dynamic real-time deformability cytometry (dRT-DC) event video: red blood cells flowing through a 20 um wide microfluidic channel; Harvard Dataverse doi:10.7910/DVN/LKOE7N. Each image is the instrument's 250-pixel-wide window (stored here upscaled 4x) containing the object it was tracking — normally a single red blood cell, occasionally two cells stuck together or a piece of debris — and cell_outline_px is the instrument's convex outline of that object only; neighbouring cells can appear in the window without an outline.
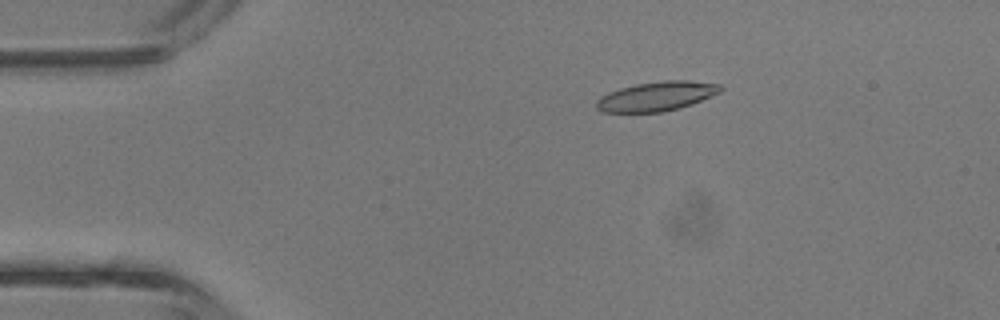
{"species": "common noctule bat (a hibernating species)", "species_latin": "Nyctalus noctula", "temperature_condition": "room temperature", "stored_images_in_passage": 42, "camera_frame_rate_fps": 3000, "um_per_image_px": 0.085, "animal": {"sex": "male", "body_mass_g": 13.3}, "frame": {"image": 1, "passage_image": 8, "time_ms": 2.333, "image_size_px": [1000, 320], "cell_outline_px": [[724, 88], [720, 92], [692, 104], [680, 108], [660, 112], [600, 112], [596, 108], [596, 100], [600, 96], [608, 92], [620, 88], [636, 84], [664, 80], [688, 80], [720, 84]], "centroid_in_image_um": [55.8, 8.18], "position_along_channel_um": 29.2, "area_um2": 21.33}}
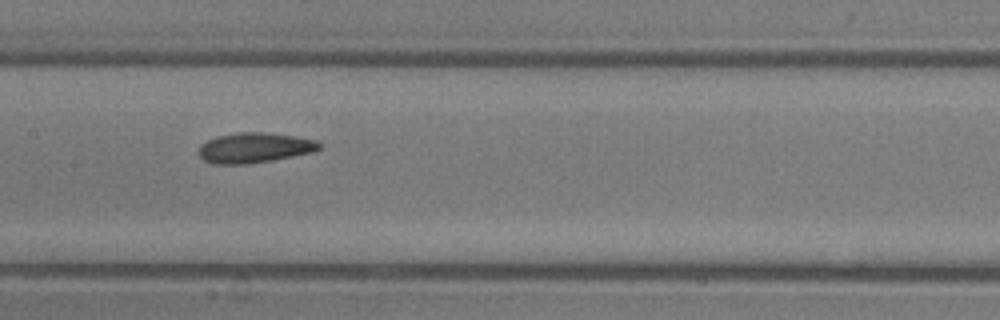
{"frame": {"image": 2, "passage_image": 21, "time_ms": 6.667, "image_size_px": [1000, 320], "cell_outline_px": [[320, 148], [312, 152], [272, 160], [248, 164], [212, 164], [204, 160], [196, 152], [200, 144], [216, 136], [240, 132], [264, 132], [296, 136], [316, 140], [320, 144]], "centroid_in_image_um": [21.58, 12.56], "position_along_channel_um": 185.8, "area_um2": 21.27}}
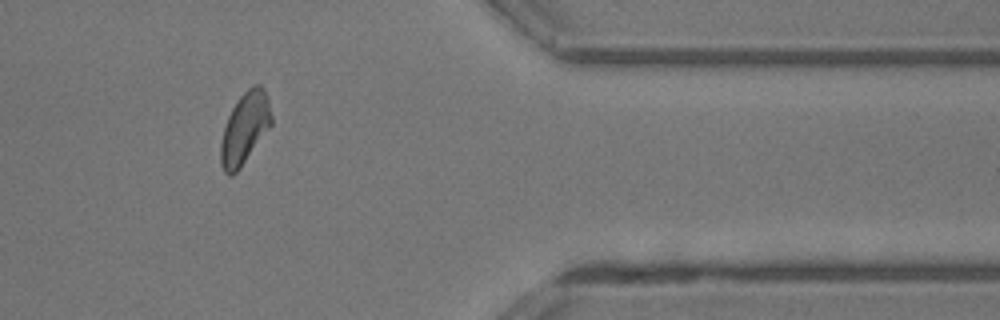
{"frame": {"image": 3, "passage_image": 35, "time_ms": 11.333, "image_size_px": [1000, 320], "cell_outline_px": [[272, 124], [240, 168], [232, 176], [228, 176], [224, 172], [220, 164], [220, 144], [224, 128], [228, 116], [232, 108], [240, 96], [248, 88], [256, 84], [260, 84], [264, 88], [268, 100], [272, 116]], "centroid_in_image_um": [20.8, 10.91], "position_along_channel_um": 390.6, "area_um2": 21.04}, "authors_computed_cell_mechanics": {"area_um2": 20.8658, "velocity_mm_per_s": 4.9021, "shape_relaxation_time_tau1_ms": 4.6139, "shape_relaxation_time_tau2_ms": 1.6065, "deformation_change_tau1": 0.1195, "deformation_change_tau2": 0.0742}}